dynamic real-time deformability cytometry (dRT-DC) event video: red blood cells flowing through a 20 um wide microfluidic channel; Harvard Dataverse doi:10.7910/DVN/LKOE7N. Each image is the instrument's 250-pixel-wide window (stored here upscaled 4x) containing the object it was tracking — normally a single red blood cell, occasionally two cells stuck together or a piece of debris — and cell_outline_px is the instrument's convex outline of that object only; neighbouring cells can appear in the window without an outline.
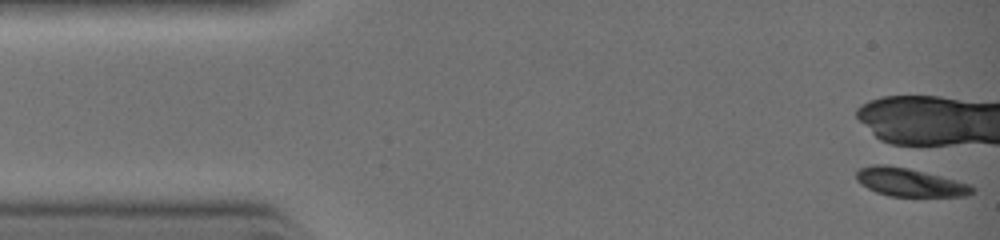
{"species": "common noctule bat (a hibernating species)", "species_latin": "Nyctalus noctula", "temperature_condition": "warm", "stored_images_in_passage": 2, "camera_frame_rate_fps": 3000, "um_per_image_px": 0.085, "animal": {"sex": "female", "body_mass_g": 19.0, "forearm_length_mm": 51.5}, "frame": {"image": 1, "passage_image": 1, "time_ms": 0.0, "image_size_px": [1000, 240], "cell_outline_px": [[976, 188], [968, 196], [888, 196], [876, 192], [860, 184], [856, 180], [856, 172], [860, 168], [872, 164], [884, 164], [908, 168], [956, 180], [968, 184]], "centroid_in_image_um": [77.28, 15.49], "position_along_channel_um": 7.7, "area_um2": 19.02}}